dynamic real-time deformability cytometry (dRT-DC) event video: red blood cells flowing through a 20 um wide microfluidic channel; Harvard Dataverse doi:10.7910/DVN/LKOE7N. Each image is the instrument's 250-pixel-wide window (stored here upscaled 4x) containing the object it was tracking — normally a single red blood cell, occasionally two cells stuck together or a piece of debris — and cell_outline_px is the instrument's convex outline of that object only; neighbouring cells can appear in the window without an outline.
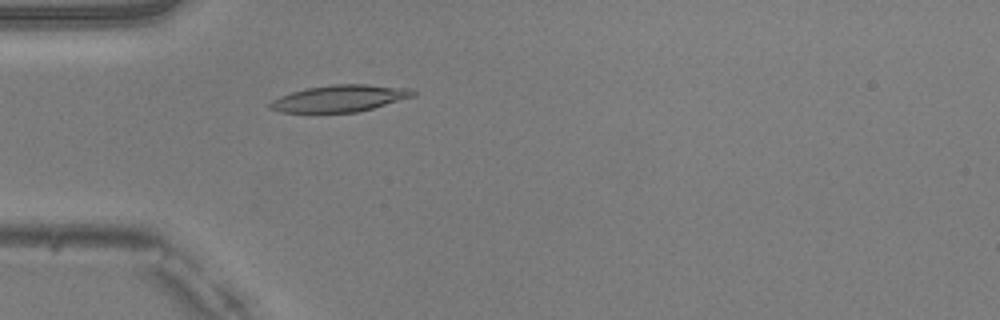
{"species": "common noctule bat (a hibernating species)", "species_latin": "Nyctalus noctula", "temperature_condition": "warm", "stored_images_in_passage": 38, "camera_frame_rate_fps": 3000, "um_per_image_px": 0.085, "animal": {"sex": "male", "body_mass_g": 20.5, "forearm_length_mm": 52.5}, "frame": {"image": 1, "passage_image": 3, "time_ms": 0.667, "image_size_px": [1000, 320], "cell_outline_px": [[416, 96], [372, 108], [356, 112], [280, 112], [268, 108], [268, 104], [272, 100], [280, 96], [292, 92], [308, 88], [332, 84], [364, 84], [408, 88], [416, 92]], "centroid_in_image_um": [28.87, 8.36], "position_along_channel_um": 56.1, "area_um2": 22.14}}
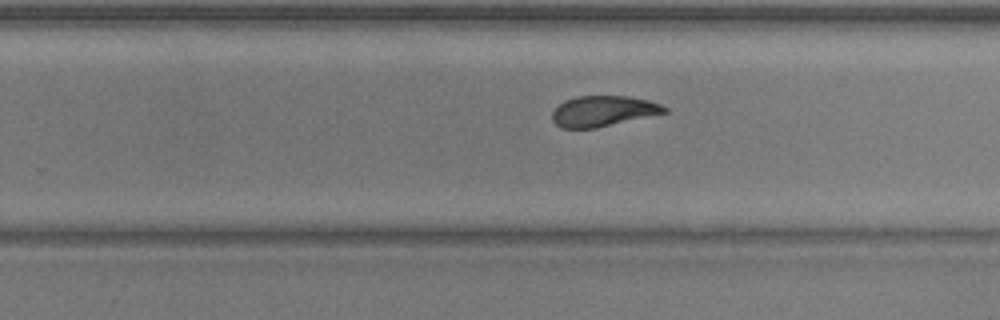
{"frame": {"image": 2, "passage_image": 20, "time_ms": 6.333, "image_size_px": [1000, 320], "cell_outline_px": [[668, 112], [596, 128], [560, 128], [552, 120], [552, 112], [564, 100], [576, 96], [628, 96], [648, 100], [660, 104], [668, 108]], "centroid_in_image_um": [51.26, 9.44], "position_along_channel_um": 278.5, "area_um2": 20.0}}
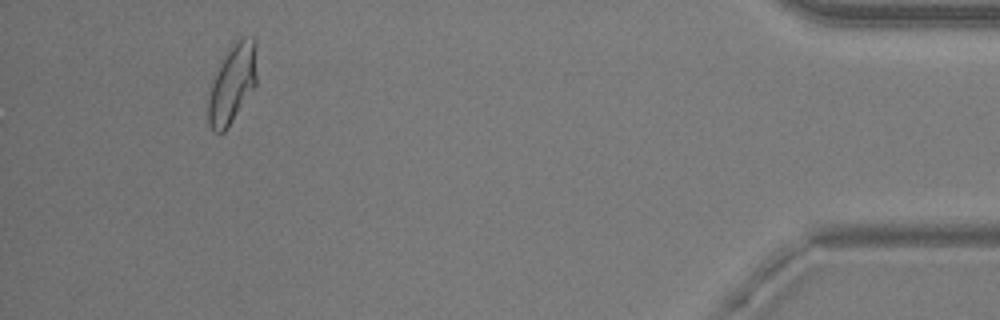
{"frame": {"image": 3, "passage_image": 35, "time_ms": 11.333, "image_size_px": [1000, 320], "cell_outline_px": [[256, 84], [228, 128], [224, 132], [212, 132], [208, 124], [208, 88], [220, 60], [244, 36], [252, 36], [256, 40]], "centroid_in_image_um": [19.71, 7.15], "position_along_channel_um": 415.5, "area_um2": 22.43}, "authors_computed_cell_mechanics": {"area_um2": 21.2415, "velocity_mm_per_s": 4.0282, "shape_relaxation_time_tau1_ms": 3.3255, "shape_relaxation_time_tau2_ms": 1.632, "deformation_change_tau1": 0.1661, "deformation_change_tau2": 0.083}}